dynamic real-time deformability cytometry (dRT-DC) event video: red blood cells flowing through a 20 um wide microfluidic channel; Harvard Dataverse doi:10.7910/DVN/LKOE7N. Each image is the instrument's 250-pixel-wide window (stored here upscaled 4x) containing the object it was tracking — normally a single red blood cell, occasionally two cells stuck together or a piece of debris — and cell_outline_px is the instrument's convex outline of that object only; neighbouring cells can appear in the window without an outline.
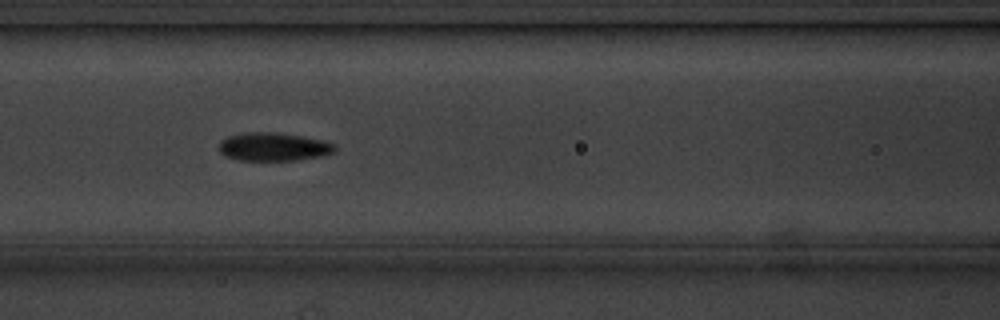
{"species": "common noctule bat (a hibernating species)", "species_latin": "Nyctalus noctula", "temperature_condition": "cold", "stored_images_in_passage": 6, "camera_frame_rate_fps": 3000, "um_per_image_px": 0.085, "animal": {"sex": "male", "body_mass_g": 20.1, "forearm_length_mm": 53.5}, "frame": {"image": 1, "passage_image": 5, "time_ms": 5.667, "image_size_px": [1000, 320], "cell_outline_px": [[336, 152], [320, 156], [296, 160], [240, 160], [224, 156], [220, 152], [220, 140], [228, 136], [244, 132], [272, 132], [300, 136], [320, 140], [336, 144]], "centroid_in_image_um": [23.23, 12.48], "position_along_channel_um": 143.4, "area_um2": 19.02}}